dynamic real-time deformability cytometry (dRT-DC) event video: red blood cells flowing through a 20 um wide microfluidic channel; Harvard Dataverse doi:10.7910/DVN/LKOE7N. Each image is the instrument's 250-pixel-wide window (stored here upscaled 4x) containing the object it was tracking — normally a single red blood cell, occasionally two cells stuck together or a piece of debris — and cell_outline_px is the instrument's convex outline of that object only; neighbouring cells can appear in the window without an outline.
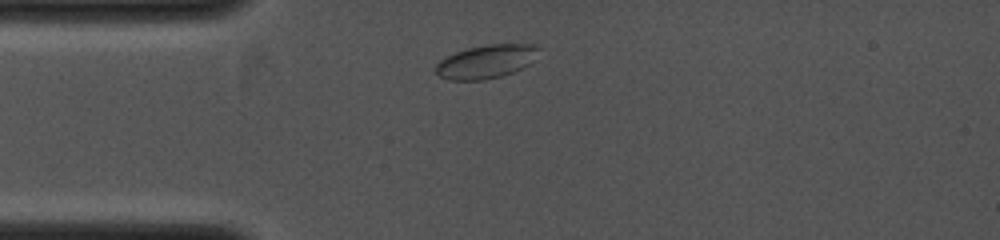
{"species": "common noctule bat (a hibernating species)", "species_latin": "Nyctalus noctula", "temperature_condition": "cold", "stored_images_in_passage": 25, "camera_frame_rate_fps": 4000, "um_per_image_px": 0.085, "animal": {"sex": "female", "body_mass_g": 19.0, "forearm_length_mm": 53.3}, "frame": {"image": 1, "passage_image": 1, "time_ms": 0.0, "image_size_px": [1000, 240], "cell_outline_px": [[540, 48], [528, 64], [524, 68], [500, 76], [484, 80], [448, 80], [440, 76], [436, 72], [436, 64], [440, 60], [456, 52], [468, 48], [488, 44], [536, 44]], "centroid_in_image_um": [41.31, 5.23], "position_along_channel_um": 43.7, "area_um2": 19.88}}
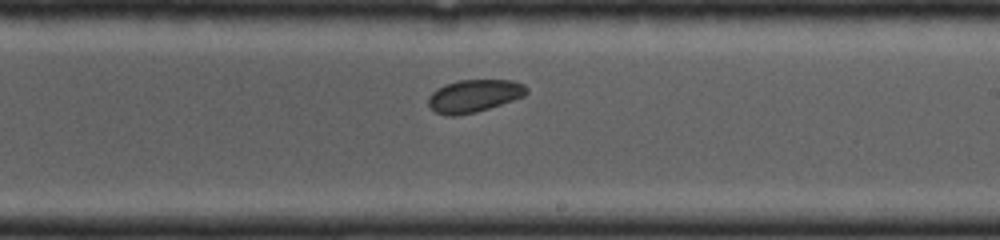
{"frame": {"image": 2, "passage_image": 14, "time_ms": 4.5, "image_size_px": [1000, 240], "cell_outline_px": [[528, 92], [524, 96], [476, 112], [456, 116], [448, 116], [436, 112], [428, 104], [428, 96], [432, 92], [448, 84], [460, 80], [512, 80], [524, 84], [528, 88]], "centroid_in_image_um": [40.31, 8.15], "position_along_channel_um": 248.7, "area_um2": 18.44}}
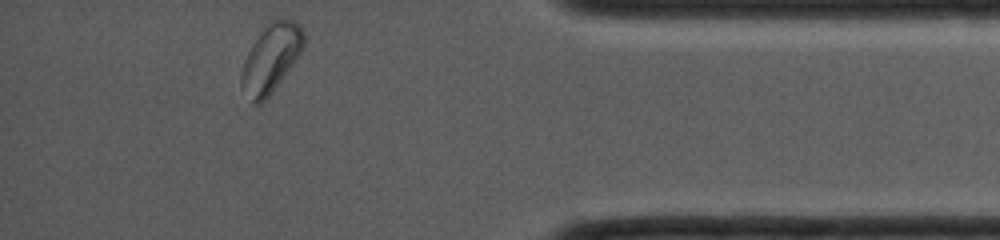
{"frame": {"image": 3, "passage_image": 25, "time_ms": 8.25, "image_size_px": [1000, 240], "cell_outline_px": [[304, 44], [300, 52], [268, 96], [260, 104], [256, 104], [252, 100], [240, 84], [240, 76], [244, 60], [252, 44], [276, 20], [292, 20], [304, 32]], "centroid_in_image_um": [23.01, 4.99], "position_along_channel_um": 412.2, "area_um2": 23.12}}